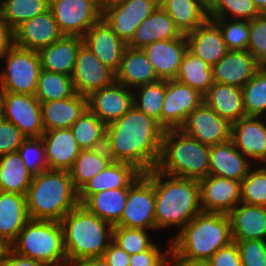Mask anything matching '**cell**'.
Listing matches in <instances>:
<instances>
[{
	"label": "cell",
	"instance_id": "6da1fadb",
	"mask_svg": "<svg viewBox=\"0 0 266 266\" xmlns=\"http://www.w3.org/2000/svg\"><path fill=\"white\" fill-rule=\"evenodd\" d=\"M164 129L134 105L107 124L105 148L113 161L133 164L142 173L155 169Z\"/></svg>",
	"mask_w": 266,
	"mask_h": 266
},
{
	"label": "cell",
	"instance_id": "7a4b0ae2",
	"mask_svg": "<svg viewBox=\"0 0 266 266\" xmlns=\"http://www.w3.org/2000/svg\"><path fill=\"white\" fill-rule=\"evenodd\" d=\"M170 241L171 261L207 262L217 250L233 242L229 217L201 211Z\"/></svg>",
	"mask_w": 266,
	"mask_h": 266
},
{
	"label": "cell",
	"instance_id": "3957f363",
	"mask_svg": "<svg viewBox=\"0 0 266 266\" xmlns=\"http://www.w3.org/2000/svg\"><path fill=\"white\" fill-rule=\"evenodd\" d=\"M154 189L156 232L173 228L177 234L202 211L199 180L172 176L154 169Z\"/></svg>",
	"mask_w": 266,
	"mask_h": 266
},
{
	"label": "cell",
	"instance_id": "277c9868",
	"mask_svg": "<svg viewBox=\"0 0 266 266\" xmlns=\"http://www.w3.org/2000/svg\"><path fill=\"white\" fill-rule=\"evenodd\" d=\"M29 218L61 221L79 205L69 171L45 170L32 177L26 193Z\"/></svg>",
	"mask_w": 266,
	"mask_h": 266
},
{
	"label": "cell",
	"instance_id": "5b68a950",
	"mask_svg": "<svg viewBox=\"0 0 266 266\" xmlns=\"http://www.w3.org/2000/svg\"><path fill=\"white\" fill-rule=\"evenodd\" d=\"M60 222L68 262L101 257L112 241L113 226L81 204Z\"/></svg>",
	"mask_w": 266,
	"mask_h": 266
},
{
	"label": "cell",
	"instance_id": "8992f818",
	"mask_svg": "<svg viewBox=\"0 0 266 266\" xmlns=\"http://www.w3.org/2000/svg\"><path fill=\"white\" fill-rule=\"evenodd\" d=\"M210 146L180 129L164 130L155 169L161 173L200 180L209 175Z\"/></svg>",
	"mask_w": 266,
	"mask_h": 266
},
{
	"label": "cell",
	"instance_id": "52a82bcc",
	"mask_svg": "<svg viewBox=\"0 0 266 266\" xmlns=\"http://www.w3.org/2000/svg\"><path fill=\"white\" fill-rule=\"evenodd\" d=\"M10 245L14 252L51 266L68 262L60 221L30 219Z\"/></svg>",
	"mask_w": 266,
	"mask_h": 266
},
{
	"label": "cell",
	"instance_id": "ba28073f",
	"mask_svg": "<svg viewBox=\"0 0 266 266\" xmlns=\"http://www.w3.org/2000/svg\"><path fill=\"white\" fill-rule=\"evenodd\" d=\"M1 60L3 63L0 62V91L35 95L41 71L38 51L12 44Z\"/></svg>",
	"mask_w": 266,
	"mask_h": 266
},
{
	"label": "cell",
	"instance_id": "9c48e42d",
	"mask_svg": "<svg viewBox=\"0 0 266 266\" xmlns=\"http://www.w3.org/2000/svg\"><path fill=\"white\" fill-rule=\"evenodd\" d=\"M115 226L156 230L154 169L129 188L121 219Z\"/></svg>",
	"mask_w": 266,
	"mask_h": 266
},
{
	"label": "cell",
	"instance_id": "30bf717a",
	"mask_svg": "<svg viewBox=\"0 0 266 266\" xmlns=\"http://www.w3.org/2000/svg\"><path fill=\"white\" fill-rule=\"evenodd\" d=\"M49 9L64 36L83 37L102 19L103 0H50Z\"/></svg>",
	"mask_w": 266,
	"mask_h": 266
},
{
	"label": "cell",
	"instance_id": "8fae6325",
	"mask_svg": "<svg viewBox=\"0 0 266 266\" xmlns=\"http://www.w3.org/2000/svg\"><path fill=\"white\" fill-rule=\"evenodd\" d=\"M158 6L159 0H103L102 18L127 43Z\"/></svg>",
	"mask_w": 266,
	"mask_h": 266
},
{
	"label": "cell",
	"instance_id": "7c38bea8",
	"mask_svg": "<svg viewBox=\"0 0 266 266\" xmlns=\"http://www.w3.org/2000/svg\"><path fill=\"white\" fill-rule=\"evenodd\" d=\"M0 116L15 124L26 138L41 137L45 131L35 95L0 91Z\"/></svg>",
	"mask_w": 266,
	"mask_h": 266
},
{
	"label": "cell",
	"instance_id": "4fadbf2b",
	"mask_svg": "<svg viewBox=\"0 0 266 266\" xmlns=\"http://www.w3.org/2000/svg\"><path fill=\"white\" fill-rule=\"evenodd\" d=\"M203 103V95L175 79L166 80V94L161 112L164 130L179 129L187 116Z\"/></svg>",
	"mask_w": 266,
	"mask_h": 266
},
{
	"label": "cell",
	"instance_id": "5bb4252c",
	"mask_svg": "<svg viewBox=\"0 0 266 266\" xmlns=\"http://www.w3.org/2000/svg\"><path fill=\"white\" fill-rule=\"evenodd\" d=\"M179 129L208 146L231 139V124L204 102L187 116Z\"/></svg>",
	"mask_w": 266,
	"mask_h": 266
},
{
	"label": "cell",
	"instance_id": "9a60e30c",
	"mask_svg": "<svg viewBox=\"0 0 266 266\" xmlns=\"http://www.w3.org/2000/svg\"><path fill=\"white\" fill-rule=\"evenodd\" d=\"M231 140L254 165L266 164V117L244 116L231 124Z\"/></svg>",
	"mask_w": 266,
	"mask_h": 266
},
{
	"label": "cell",
	"instance_id": "2e32d148",
	"mask_svg": "<svg viewBox=\"0 0 266 266\" xmlns=\"http://www.w3.org/2000/svg\"><path fill=\"white\" fill-rule=\"evenodd\" d=\"M71 78L76 93L88 96L95 90L111 85L115 81V73L82 44L76 55Z\"/></svg>",
	"mask_w": 266,
	"mask_h": 266
},
{
	"label": "cell",
	"instance_id": "e0dca14e",
	"mask_svg": "<svg viewBox=\"0 0 266 266\" xmlns=\"http://www.w3.org/2000/svg\"><path fill=\"white\" fill-rule=\"evenodd\" d=\"M199 194L202 211L227 215L241 202V182L208 175L199 180Z\"/></svg>",
	"mask_w": 266,
	"mask_h": 266
},
{
	"label": "cell",
	"instance_id": "ac0fdd59",
	"mask_svg": "<svg viewBox=\"0 0 266 266\" xmlns=\"http://www.w3.org/2000/svg\"><path fill=\"white\" fill-rule=\"evenodd\" d=\"M12 32L13 45L34 51H39L64 36L50 9L22 22Z\"/></svg>",
	"mask_w": 266,
	"mask_h": 266
},
{
	"label": "cell",
	"instance_id": "d6986e66",
	"mask_svg": "<svg viewBox=\"0 0 266 266\" xmlns=\"http://www.w3.org/2000/svg\"><path fill=\"white\" fill-rule=\"evenodd\" d=\"M133 106V90L114 81L87 96V108L106 125L119 119Z\"/></svg>",
	"mask_w": 266,
	"mask_h": 266
},
{
	"label": "cell",
	"instance_id": "ffe728a7",
	"mask_svg": "<svg viewBox=\"0 0 266 266\" xmlns=\"http://www.w3.org/2000/svg\"><path fill=\"white\" fill-rule=\"evenodd\" d=\"M83 44L110 70L116 73L119 69L122 54L127 47L107 22L102 18L84 34Z\"/></svg>",
	"mask_w": 266,
	"mask_h": 266
},
{
	"label": "cell",
	"instance_id": "44dd1931",
	"mask_svg": "<svg viewBox=\"0 0 266 266\" xmlns=\"http://www.w3.org/2000/svg\"><path fill=\"white\" fill-rule=\"evenodd\" d=\"M154 67L160 80L176 78L184 53L187 51V41L183 34L173 40H160L142 48Z\"/></svg>",
	"mask_w": 266,
	"mask_h": 266
},
{
	"label": "cell",
	"instance_id": "7402d4cb",
	"mask_svg": "<svg viewBox=\"0 0 266 266\" xmlns=\"http://www.w3.org/2000/svg\"><path fill=\"white\" fill-rule=\"evenodd\" d=\"M185 38L187 50L212 67L229 51L221 29L210 19L186 34Z\"/></svg>",
	"mask_w": 266,
	"mask_h": 266
},
{
	"label": "cell",
	"instance_id": "603a6c76",
	"mask_svg": "<svg viewBox=\"0 0 266 266\" xmlns=\"http://www.w3.org/2000/svg\"><path fill=\"white\" fill-rule=\"evenodd\" d=\"M215 83L242 88L260 69L252 54L246 50H229L213 67Z\"/></svg>",
	"mask_w": 266,
	"mask_h": 266
},
{
	"label": "cell",
	"instance_id": "cb8c5ba5",
	"mask_svg": "<svg viewBox=\"0 0 266 266\" xmlns=\"http://www.w3.org/2000/svg\"><path fill=\"white\" fill-rule=\"evenodd\" d=\"M142 175L133 164L113 161L78 191L79 203L82 204L90 195L105 190L130 188Z\"/></svg>",
	"mask_w": 266,
	"mask_h": 266
},
{
	"label": "cell",
	"instance_id": "d4e9b609",
	"mask_svg": "<svg viewBox=\"0 0 266 266\" xmlns=\"http://www.w3.org/2000/svg\"><path fill=\"white\" fill-rule=\"evenodd\" d=\"M41 138L49 169L69 171L81 151L71 129L44 131Z\"/></svg>",
	"mask_w": 266,
	"mask_h": 266
},
{
	"label": "cell",
	"instance_id": "484cf974",
	"mask_svg": "<svg viewBox=\"0 0 266 266\" xmlns=\"http://www.w3.org/2000/svg\"><path fill=\"white\" fill-rule=\"evenodd\" d=\"M254 164L244 157L230 139L209 150V175L241 182Z\"/></svg>",
	"mask_w": 266,
	"mask_h": 266
},
{
	"label": "cell",
	"instance_id": "4316f807",
	"mask_svg": "<svg viewBox=\"0 0 266 266\" xmlns=\"http://www.w3.org/2000/svg\"><path fill=\"white\" fill-rule=\"evenodd\" d=\"M183 34L174 21L159 5L155 11L137 27L126 46L132 49H142L144 46L160 40H173Z\"/></svg>",
	"mask_w": 266,
	"mask_h": 266
},
{
	"label": "cell",
	"instance_id": "83f0119b",
	"mask_svg": "<svg viewBox=\"0 0 266 266\" xmlns=\"http://www.w3.org/2000/svg\"><path fill=\"white\" fill-rule=\"evenodd\" d=\"M227 215L232 240H266V207L240 202Z\"/></svg>",
	"mask_w": 266,
	"mask_h": 266
},
{
	"label": "cell",
	"instance_id": "f1b7e54d",
	"mask_svg": "<svg viewBox=\"0 0 266 266\" xmlns=\"http://www.w3.org/2000/svg\"><path fill=\"white\" fill-rule=\"evenodd\" d=\"M159 80L153 65L142 49L129 47L124 49L119 69L115 73V81L133 90Z\"/></svg>",
	"mask_w": 266,
	"mask_h": 266
},
{
	"label": "cell",
	"instance_id": "f546056e",
	"mask_svg": "<svg viewBox=\"0 0 266 266\" xmlns=\"http://www.w3.org/2000/svg\"><path fill=\"white\" fill-rule=\"evenodd\" d=\"M42 123L45 131L70 128L87 109V96L73 97L40 103Z\"/></svg>",
	"mask_w": 266,
	"mask_h": 266
},
{
	"label": "cell",
	"instance_id": "4dcf8cb0",
	"mask_svg": "<svg viewBox=\"0 0 266 266\" xmlns=\"http://www.w3.org/2000/svg\"><path fill=\"white\" fill-rule=\"evenodd\" d=\"M83 44L79 36H63L38 51L41 69L72 76L78 49Z\"/></svg>",
	"mask_w": 266,
	"mask_h": 266
},
{
	"label": "cell",
	"instance_id": "1f68e13d",
	"mask_svg": "<svg viewBox=\"0 0 266 266\" xmlns=\"http://www.w3.org/2000/svg\"><path fill=\"white\" fill-rule=\"evenodd\" d=\"M203 102L230 124L246 116L242 90L237 86L214 82L203 95Z\"/></svg>",
	"mask_w": 266,
	"mask_h": 266
},
{
	"label": "cell",
	"instance_id": "d6a6232c",
	"mask_svg": "<svg viewBox=\"0 0 266 266\" xmlns=\"http://www.w3.org/2000/svg\"><path fill=\"white\" fill-rule=\"evenodd\" d=\"M29 220L26 195L0 191V237L11 244Z\"/></svg>",
	"mask_w": 266,
	"mask_h": 266
},
{
	"label": "cell",
	"instance_id": "836d02e7",
	"mask_svg": "<svg viewBox=\"0 0 266 266\" xmlns=\"http://www.w3.org/2000/svg\"><path fill=\"white\" fill-rule=\"evenodd\" d=\"M159 5L184 35L209 19L208 4L204 0H159Z\"/></svg>",
	"mask_w": 266,
	"mask_h": 266
},
{
	"label": "cell",
	"instance_id": "e575fe53",
	"mask_svg": "<svg viewBox=\"0 0 266 266\" xmlns=\"http://www.w3.org/2000/svg\"><path fill=\"white\" fill-rule=\"evenodd\" d=\"M129 188L105 190L90 195L81 205L100 219L115 226L121 219Z\"/></svg>",
	"mask_w": 266,
	"mask_h": 266
},
{
	"label": "cell",
	"instance_id": "d590c367",
	"mask_svg": "<svg viewBox=\"0 0 266 266\" xmlns=\"http://www.w3.org/2000/svg\"><path fill=\"white\" fill-rule=\"evenodd\" d=\"M113 162L105 147L81 150L69 170L74 188L79 191Z\"/></svg>",
	"mask_w": 266,
	"mask_h": 266
},
{
	"label": "cell",
	"instance_id": "8d00e7d4",
	"mask_svg": "<svg viewBox=\"0 0 266 266\" xmlns=\"http://www.w3.org/2000/svg\"><path fill=\"white\" fill-rule=\"evenodd\" d=\"M32 177L17 151L0 156V191L26 195Z\"/></svg>",
	"mask_w": 266,
	"mask_h": 266
},
{
	"label": "cell",
	"instance_id": "74e56055",
	"mask_svg": "<svg viewBox=\"0 0 266 266\" xmlns=\"http://www.w3.org/2000/svg\"><path fill=\"white\" fill-rule=\"evenodd\" d=\"M175 80L196 89L204 95L214 83L213 69L204 60L187 50L184 53Z\"/></svg>",
	"mask_w": 266,
	"mask_h": 266
},
{
	"label": "cell",
	"instance_id": "f35d334b",
	"mask_svg": "<svg viewBox=\"0 0 266 266\" xmlns=\"http://www.w3.org/2000/svg\"><path fill=\"white\" fill-rule=\"evenodd\" d=\"M106 127L88 108L70 127L81 150L105 147Z\"/></svg>",
	"mask_w": 266,
	"mask_h": 266
},
{
	"label": "cell",
	"instance_id": "ab89813d",
	"mask_svg": "<svg viewBox=\"0 0 266 266\" xmlns=\"http://www.w3.org/2000/svg\"><path fill=\"white\" fill-rule=\"evenodd\" d=\"M76 94L71 76L41 69L35 92L40 103L66 99Z\"/></svg>",
	"mask_w": 266,
	"mask_h": 266
},
{
	"label": "cell",
	"instance_id": "60d3db41",
	"mask_svg": "<svg viewBox=\"0 0 266 266\" xmlns=\"http://www.w3.org/2000/svg\"><path fill=\"white\" fill-rule=\"evenodd\" d=\"M50 0H0V16L13 31L17 26L49 9Z\"/></svg>",
	"mask_w": 266,
	"mask_h": 266
},
{
	"label": "cell",
	"instance_id": "b9f144b4",
	"mask_svg": "<svg viewBox=\"0 0 266 266\" xmlns=\"http://www.w3.org/2000/svg\"><path fill=\"white\" fill-rule=\"evenodd\" d=\"M166 94V80L133 89V105L161 126V112Z\"/></svg>",
	"mask_w": 266,
	"mask_h": 266
},
{
	"label": "cell",
	"instance_id": "7bdbcfd3",
	"mask_svg": "<svg viewBox=\"0 0 266 266\" xmlns=\"http://www.w3.org/2000/svg\"><path fill=\"white\" fill-rule=\"evenodd\" d=\"M260 14L252 0H211L208 4L209 19L250 21Z\"/></svg>",
	"mask_w": 266,
	"mask_h": 266
},
{
	"label": "cell",
	"instance_id": "ee69618b",
	"mask_svg": "<svg viewBox=\"0 0 266 266\" xmlns=\"http://www.w3.org/2000/svg\"><path fill=\"white\" fill-rule=\"evenodd\" d=\"M241 90L246 116L266 117V71L260 68Z\"/></svg>",
	"mask_w": 266,
	"mask_h": 266
},
{
	"label": "cell",
	"instance_id": "f6af8a7d",
	"mask_svg": "<svg viewBox=\"0 0 266 266\" xmlns=\"http://www.w3.org/2000/svg\"><path fill=\"white\" fill-rule=\"evenodd\" d=\"M153 231L156 230L113 226L112 241L129 255L137 254L149 249L156 242L154 237H151L156 233Z\"/></svg>",
	"mask_w": 266,
	"mask_h": 266
},
{
	"label": "cell",
	"instance_id": "bcb514c9",
	"mask_svg": "<svg viewBox=\"0 0 266 266\" xmlns=\"http://www.w3.org/2000/svg\"><path fill=\"white\" fill-rule=\"evenodd\" d=\"M241 202L266 207V164L253 165L241 181Z\"/></svg>",
	"mask_w": 266,
	"mask_h": 266
},
{
	"label": "cell",
	"instance_id": "7dc6e473",
	"mask_svg": "<svg viewBox=\"0 0 266 266\" xmlns=\"http://www.w3.org/2000/svg\"><path fill=\"white\" fill-rule=\"evenodd\" d=\"M221 29L228 50H246L249 42V21L239 19H210Z\"/></svg>",
	"mask_w": 266,
	"mask_h": 266
},
{
	"label": "cell",
	"instance_id": "c3c4849f",
	"mask_svg": "<svg viewBox=\"0 0 266 266\" xmlns=\"http://www.w3.org/2000/svg\"><path fill=\"white\" fill-rule=\"evenodd\" d=\"M17 152L31 175L49 170L41 137L26 138Z\"/></svg>",
	"mask_w": 266,
	"mask_h": 266
},
{
	"label": "cell",
	"instance_id": "681fc988",
	"mask_svg": "<svg viewBox=\"0 0 266 266\" xmlns=\"http://www.w3.org/2000/svg\"><path fill=\"white\" fill-rule=\"evenodd\" d=\"M249 42L247 50L262 68L266 65V14H260L249 21Z\"/></svg>",
	"mask_w": 266,
	"mask_h": 266
},
{
	"label": "cell",
	"instance_id": "f907efd6",
	"mask_svg": "<svg viewBox=\"0 0 266 266\" xmlns=\"http://www.w3.org/2000/svg\"><path fill=\"white\" fill-rule=\"evenodd\" d=\"M168 240L163 249V243L156 240L149 249L130 255L129 266H171V241Z\"/></svg>",
	"mask_w": 266,
	"mask_h": 266
},
{
	"label": "cell",
	"instance_id": "816d5d0a",
	"mask_svg": "<svg viewBox=\"0 0 266 266\" xmlns=\"http://www.w3.org/2000/svg\"><path fill=\"white\" fill-rule=\"evenodd\" d=\"M236 243L242 266H266V240H232Z\"/></svg>",
	"mask_w": 266,
	"mask_h": 266
},
{
	"label": "cell",
	"instance_id": "f5cc1de1",
	"mask_svg": "<svg viewBox=\"0 0 266 266\" xmlns=\"http://www.w3.org/2000/svg\"><path fill=\"white\" fill-rule=\"evenodd\" d=\"M25 139L15 124L0 116V156L16 152Z\"/></svg>",
	"mask_w": 266,
	"mask_h": 266
},
{
	"label": "cell",
	"instance_id": "db71d44e",
	"mask_svg": "<svg viewBox=\"0 0 266 266\" xmlns=\"http://www.w3.org/2000/svg\"><path fill=\"white\" fill-rule=\"evenodd\" d=\"M207 262L210 266H242L240 253L235 242L217 250Z\"/></svg>",
	"mask_w": 266,
	"mask_h": 266
},
{
	"label": "cell",
	"instance_id": "11a10c76",
	"mask_svg": "<svg viewBox=\"0 0 266 266\" xmlns=\"http://www.w3.org/2000/svg\"><path fill=\"white\" fill-rule=\"evenodd\" d=\"M103 257L110 266H129L130 255L111 241Z\"/></svg>",
	"mask_w": 266,
	"mask_h": 266
},
{
	"label": "cell",
	"instance_id": "9f6ffc18",
	"mask_svg": "<svg viewBox=\"0 0 266 266\" xmlns=\"http://www.w3.org/2000/svg\"><path fill=\"white\" fill-rule=\"evenodd\" d=\"M2 266H51L47 263L40 262L29 257L14 252L11 248L8 251Z\"/></svg>",
	"mask_w": 266,
	"mask_h": 266
},
{
	"label": "cell",
	"instance_id": "6f0895ef",
	"mask_svg": "<svg viewBox=\"0 0 266 266\" xmlns=\"http://www.w3.org/2000/svg\"><path fill=\"white\" fill-rule=\"evenodd\" d=\"M13 44V32L0 16V61L7 49Z\"/></svg>",
	"mask_w": 266,
	"mask_h": 266
},
{
	"label": "cell",
	"instance_id": "680465c9",
	"mask_svg": "<svg viewBox=\"0 0 266 266\" xmlns=\"http://www.w3.org/2000/svg\"><path fill=\"white\" fill-rule=\"evenodd\" d=\"M66 266H110L103 256L82 258L67 262Z\"/></svg>",
	"mask_w": 266,
	"mask_h": 266
},
{
	"label": "cell",
	"instance_id": "91938a15",
	"mask_svg": "<svg viewBox=\"0 0 266 266\" xmlns=\"http://www.w3.org/2000/svg\"><path fill=\"white\" fill-rule=\"evenodd\" d=\"M10 248L11 245L4 238L0 237V266H2Z\"/></svg>",
	"mask_w": 266,
	"mask_h": 266
},
{
	"label": "cell",
	"instance_id": "94428289",
	"mask_svg": "<svg viewBox=\"0 0 266 266\" xmlns=\"http://www.w3.org/2000/svg\"><path fill=\"white\" fill-rule=\"evenodd\" d=\"M171 266H210L208 262L171 261Z\"/></svg>",
	"mask_w": 266,
	"mask_h": 266
},
{
	"label": "cell",
	"instance_id": "6125c7cd",
	"mask_svg": "<svg viewBox=\"0 0 266 266\" xmlns=\"http://www.w3.org/2000/svg\"><path fill=\"white\" fill-rule=\"evenodd\" d=\"M261 14H266V0H252Z\"/></svg>",
	"mask_w": 266,
	"mask_h": 266
},
{
	"label": "cell",
	"instance_id": "be15d7a7",
	"mask_svg": "<svg viewBox=\"0 0 266 266\" xmlns=\"http://www.w3.org/2000/svg\"><path fill=\"white\" fill-rule=\"evenodd\" d=\"M207 4H209L211 2V0H204Z\"/></svg>",
	"mask_w": 266,
	"mask_h": 266
},
{
	"label": "cell",
	"instance_id": "e7e4bbea",
	"mask_svg": "<svg viewBox=\"0 0 266 266\" xmlns=\"http://www.w3.org/2000/svg\"><path fill=\"white\" fill-rule=\"evenodd\" d=\"M262 69L266 71V65H264V66L262 67Z\"/></svg>",
	"mask_w": 266,
	"mask_h": 266
}]
</instances>
